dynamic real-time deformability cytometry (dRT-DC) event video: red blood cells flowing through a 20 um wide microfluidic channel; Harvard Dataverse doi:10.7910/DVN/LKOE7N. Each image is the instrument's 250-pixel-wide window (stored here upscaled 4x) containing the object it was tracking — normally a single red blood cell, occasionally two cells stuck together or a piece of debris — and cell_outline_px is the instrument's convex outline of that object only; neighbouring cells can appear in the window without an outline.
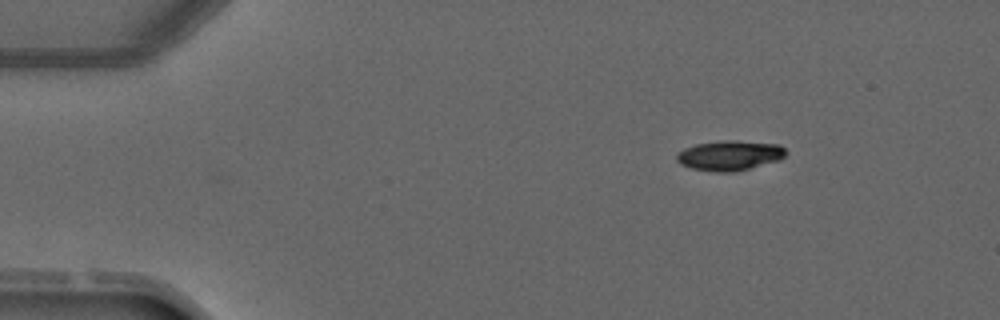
{"species": "common noctule bat (a hibernating species)", "species_latin": "Nyctalus noctula", "temperature_condition": "warm", "stored_images_in_passage": 3, "camera_frame_rate_fps": 3000, "um_per_image_px": 0.085, "animal": {"sex": "male", "forearm_length_mm": 52.5}, "frame": {"image": 1, "passage_image": 1, "time_ms": 0.0, "image_size_px": [1000, 320], "cell_outline_px": [[788, 152], [784, 156], [776, 160], [736, 172], [716, 172], [692, 168], [680, 164], [676, 160], [676, 156], [684, 148], [696, 144], [724, 140], [736, 140], [780, 144]], "centroid_in_image_um": [62.02, 13.2], "position_along_channel_um": 23.0, "area_um2": 18.96}}
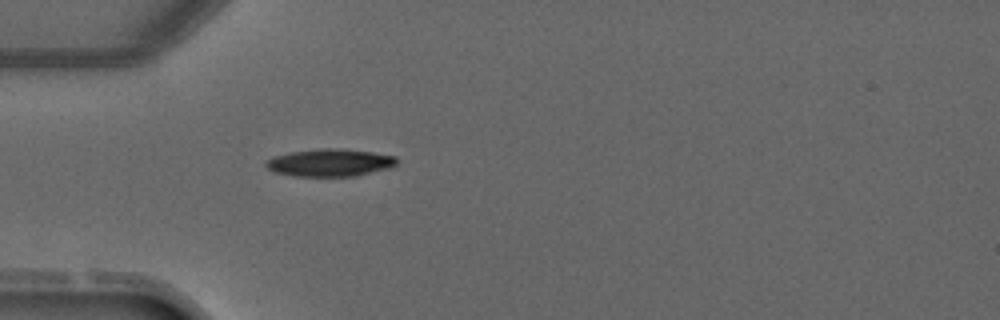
{"frame": {"image": 2, "passage_image": 3, "time_ms": 2.333, "image_size_px": [1000, 320], "cell_outline_px": [[396, 164], [392, 168], [356, 176], [292, 176], [272, 172], [264, 164], [264, 160], [276, 156], [292, 152], [324, 148], [332, 148], [372, 152], [396, 156]], "centroid_in_image_um": [28.04, 13.84], "position_along_channel_um": 57.0, "area_um2": 20.98}}